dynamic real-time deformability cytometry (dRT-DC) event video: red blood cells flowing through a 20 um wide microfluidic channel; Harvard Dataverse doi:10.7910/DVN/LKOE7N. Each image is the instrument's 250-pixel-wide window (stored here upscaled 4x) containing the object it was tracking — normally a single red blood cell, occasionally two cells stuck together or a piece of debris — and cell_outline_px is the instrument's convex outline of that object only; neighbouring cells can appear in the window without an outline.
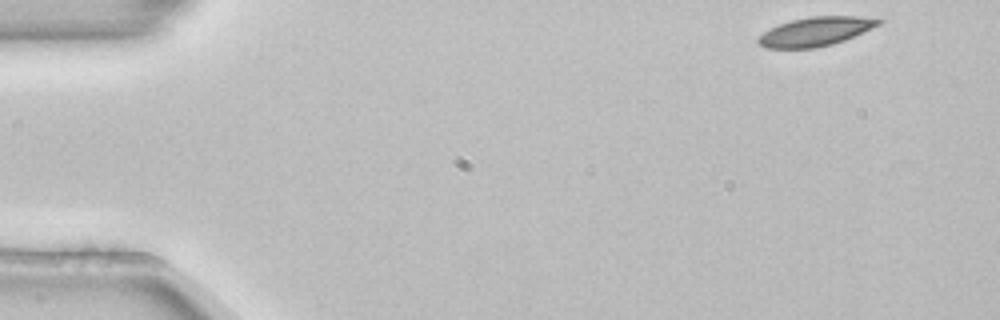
{"species": "common noctule bat (a hibernating species)", "species_latin": "Nyctalus noctula", "temperature_condition": "room temperature", "stored_images_in_passage": 9, "camera_frame_rate_fps": 3000, "um_per_image_px": 0.085, "animal": {"sex": "female", "body_mass_g": 22.7, "forearm_length_mm": 54.2}, "frame": {"image": 1, "passage_image": 1, "time_ms": 0.0, "image_size_px": [1000, 320], "cell_outline_px": [[884, 20], [880, 24], [844, 40], [832, 44], [816, 48], [764, 48], [756, 40], [764, 32], [780, 24], [792, 20], [812, 16], [856, 16]], "centroid_in_image_um": [69.31, 2.68], "position_along_channel_um": 15.7, "area_um2": 19.94}}